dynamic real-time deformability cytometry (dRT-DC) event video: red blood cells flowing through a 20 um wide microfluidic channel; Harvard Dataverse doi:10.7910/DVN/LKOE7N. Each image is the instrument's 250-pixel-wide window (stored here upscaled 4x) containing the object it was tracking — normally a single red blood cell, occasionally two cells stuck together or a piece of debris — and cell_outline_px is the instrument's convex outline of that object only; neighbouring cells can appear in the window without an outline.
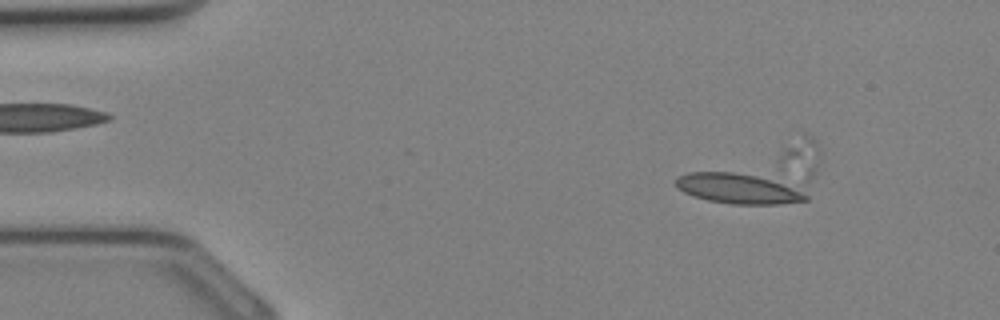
{"species": "Egyptian fruit bat (a non-hibernating species)", "species_latin": "Rousettus aegyptiacus", "temperature_condition": "cold", "stored_images_in_passage": 32, "segment_of_instrument_passage": [1, 2], "camera_frame_rate_fps": 3000, "um_per_image_px": 0.085, "animal": {"sex": "female"}, "frame": {"image": 1, "passage_image": 2, "time_ms": 0.333, "image_size_px": [1000, 320], "cell_outline_px": [[808, 200], [780, 204], [732, 204], [708, 200], [692, 196], [684, 192], [676, 184], [676, 180], [680, 176], [688, 172], [732, 172], [772, 176], [800, 188], [808, 196]], "centroid_in_image_um": [62.88, 16.0], "position_along_channel_um": 22.1, "area_um2": 23.52}}
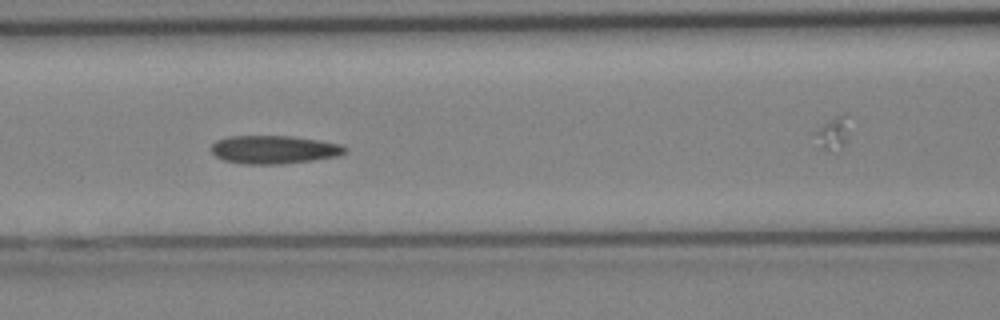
{"frame": {"image": 2, "passage_image": 12, "time_ms": 3.667, "image_size_px": [1000, 320], "cell_outline_px": [[348, 152], [340, 156], [312, 160], [280, 164], [244, 164], [224, 160], [216, 156], [212, 152], [212, 144], [216, 140], [228, 136], [292, 136], [320, 140], [340, 144], [348, 148]], "centroid_in_image_um": [23.33, 12.71], "position_along_channel_um": 143.3, "area_um2": 22.14}}
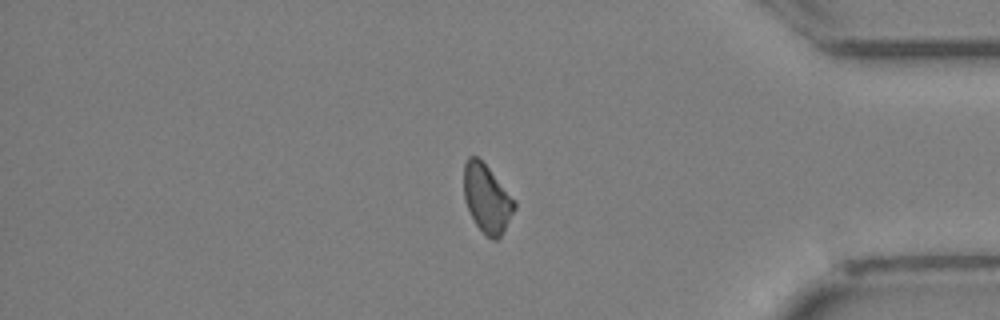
{"frame": {"image": 3, "passage_image": 26, "time_ms": 8.333, "image_size_px": [1000, 320], "cell_outline_px": [[516, 208], [500, 236], [496, 240], [492, 240], [476, 224], [464, 200], [464, 164], [468, 156], [476, 156], [488, 168], [516, 200]], "centroid_in_image_um": [41.39, 16.86], "position_along_channel_um": 393.8, "area_um2": 19.77}}